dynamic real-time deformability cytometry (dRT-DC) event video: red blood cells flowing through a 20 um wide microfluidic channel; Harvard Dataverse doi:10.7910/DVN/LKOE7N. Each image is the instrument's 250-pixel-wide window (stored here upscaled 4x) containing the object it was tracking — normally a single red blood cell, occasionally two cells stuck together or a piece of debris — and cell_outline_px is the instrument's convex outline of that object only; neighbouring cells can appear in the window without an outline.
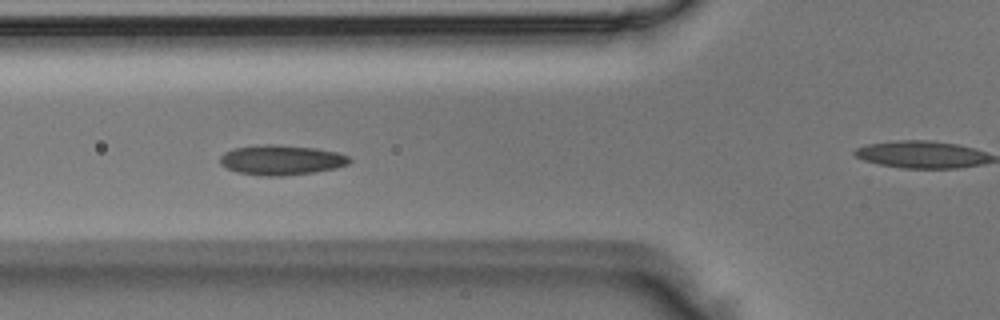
{"species": "Egyptian fruit bat (a non-hibernating species)", "species_latin": "Rousettus aegyptiacus", "temperature_condition": "room temperature", "stored_images_in_passage": 7, "camera_frame_rate_fps": 3000, "um_per_image_px": 0.085, "animal": {"sex": "male"}, "frame": {"image": 1, "passage_image": 5, "time_ms": 1.333, "image_size_px": [1000, 320], "cell_outline_px": [[352, 160], [348, 164], [336, 168], [312, 172], [280, 176], [260, 176], [240, 172], [228, 168], [220, 164], [220, 156], [224, 152], [232, 148], [260, 144], [276, 144], [316, 148], [340, 152], [352, 156]], "centroid_in_image_um": [23.94, 13.58], "position_along_channel_um": 101.9, "area_um2": 22.83}}
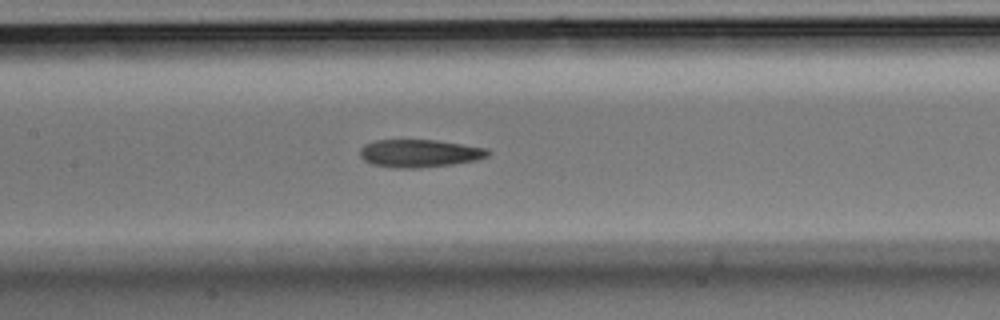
{"frame": {"image": 2, "passage_image": 7, "time_ms": 2.0, "image_size_px": [1000, 320], "cell_outline_px": [[492, 152], [488, 156], [476, 160], [452, 164], [420, 168], [392, 168], [372, 164], [364, 160], [360, 156], [360, 148], [364, 144], [372, 140], [436, 140], [488, 148]], "centroid_in_image_um": [35.65, 13.03], "position_along_channel_um": 171.8, "area_um2": 20.92}}